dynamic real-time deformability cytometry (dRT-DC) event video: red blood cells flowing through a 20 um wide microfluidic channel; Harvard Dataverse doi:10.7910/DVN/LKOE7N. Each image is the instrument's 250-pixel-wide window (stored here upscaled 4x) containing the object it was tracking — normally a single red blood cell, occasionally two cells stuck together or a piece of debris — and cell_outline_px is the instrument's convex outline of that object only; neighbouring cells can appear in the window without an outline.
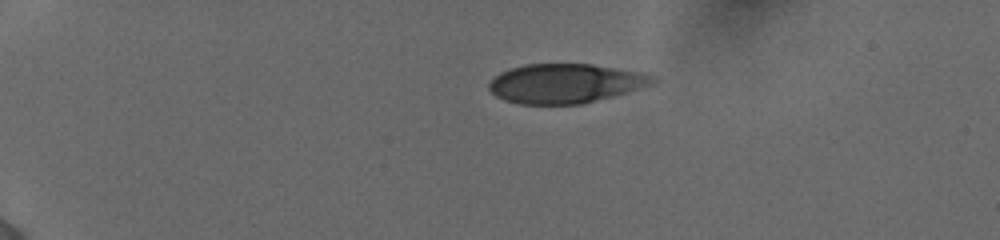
{"species": "human", "species_latin": "Homo sapiens", "temperature_condition": "cold", "stored_images_in_passage": 43, "camera_frame_rate_fps": 3000, "um_per_image_px": 0.085, "donor": {"sex": "female"}, "frame": {"image": 1, "passage_image": 1, "time_ms": 0.0, "image_size_px": [1000, 240], "cell_outline_px": [[660, 80], [652, 84], [612, 96], [580, 104], [520, 104], [504, 100], [496, 96], [488, 88], [488, 84], [500, 72], [524, 64], [592, 64], [640, 72], [656, 76]], "centroid_in_image_um": [48.05, 7.08], "position_along_channel_um": 36.9, "area_um2": 37.34}}
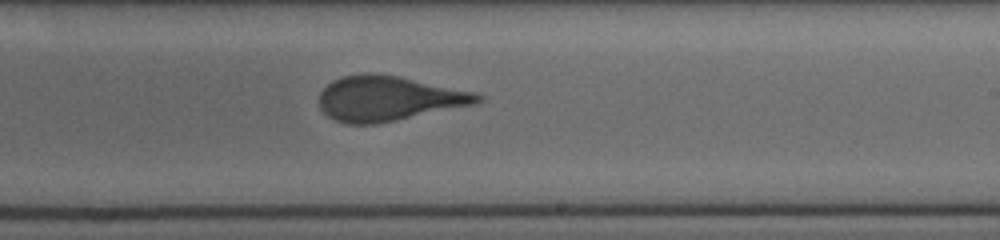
{"frame": {"image": 2, "passage_image": 24, "time_ms": 7.667, "image_size_px": [1000, 240], "cell_outline_px": [[484, 100], [476, 104], [376, 124], [344, 124], [328, 116], [320, 108], [320, 92], [332, 80], [344, 76], [364, 72], [376, 72], [476, 92], [484, 96]], "centroid_in_image_um": [33.02, 8.37], "position_along_channel_um": 256.0, "area_um2": 41.44}}
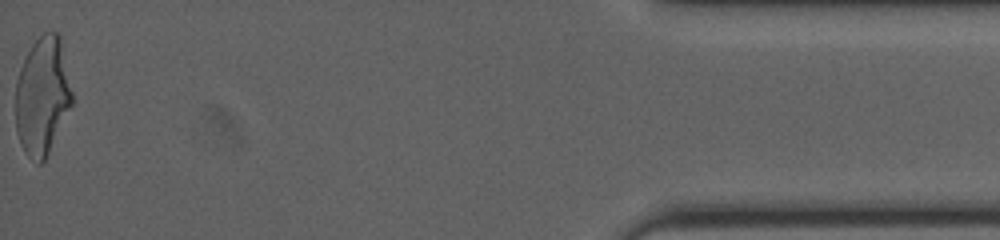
{"frame": {"image": 3, "passage_image": 43, "time_ms": 14.0, "image_size_px": [1000, 240], "cell_outline_px": [[72, 104], [44, 160], [40, 164], [36, 164], [24, 152], [20, 144], [16, 132], [16, 80], [20, 68], [32, 44], [44, 32], [56, 32], [60, 36], [72, 92]], "centroid_in_image_um": [3.59, 8.17], "position_along_channel_um": 431.6, "area_um2": 38.49}, "authors_computed_cell_mechanics": {"area_um2": 40.5756, "velocity_mm_per_s": 3.8853, "shape_relaxation_time_tau1_ms": 6.7357, "shape_relaxation_time_tau2_ms": 0.6812, "deformation_change_tau1": 0.2009, "deformation_change_tau2": 0.0948}}